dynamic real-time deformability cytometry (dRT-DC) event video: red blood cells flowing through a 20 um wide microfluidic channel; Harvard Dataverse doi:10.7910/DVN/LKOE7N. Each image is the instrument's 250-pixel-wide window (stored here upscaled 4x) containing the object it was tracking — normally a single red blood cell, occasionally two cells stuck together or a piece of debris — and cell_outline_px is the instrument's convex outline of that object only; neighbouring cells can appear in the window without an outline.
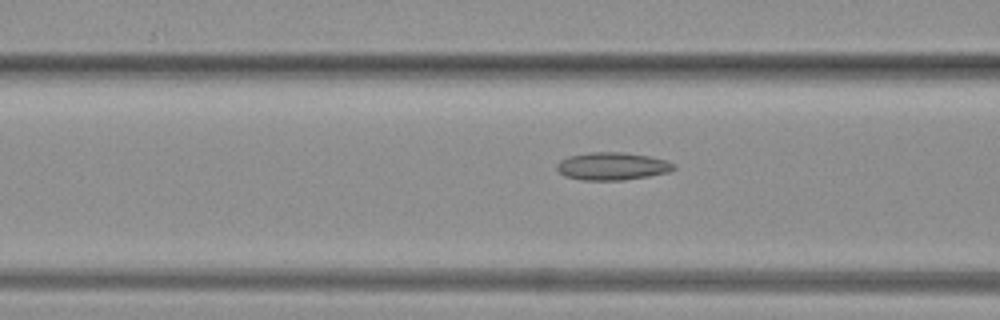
{"species": "common noctule bat (a hibernating species)", "species_latin": "Nyctalus noctula", "temperature_condition": "warm", "stored_images_in_passage": 12, "camera_frame_rate_fps": 3000, "um_per_image_px": 0.085, "animal": {"sex": "female", "body_mass_g": 19.3, "forearm_length_mm": 54.1}, "frame": {"image": 1, "passage_image": 10, "time_ms": 3.0, "image_size_px": [1000, 320], "cell_outline_px": [[676, 168], [668, 172], [648, 176], [624, 180], [580, 180], [564, 176], [556, 168], [556, 164], [560, 160], [568, 156], [588, 152], [624, 152], [648, 156], [668, 160], [676, 164]], "centroid_in_image_um": [52.04, 14.12], "position_along_channel_um": 114.6, "area_um2": 19.07}}